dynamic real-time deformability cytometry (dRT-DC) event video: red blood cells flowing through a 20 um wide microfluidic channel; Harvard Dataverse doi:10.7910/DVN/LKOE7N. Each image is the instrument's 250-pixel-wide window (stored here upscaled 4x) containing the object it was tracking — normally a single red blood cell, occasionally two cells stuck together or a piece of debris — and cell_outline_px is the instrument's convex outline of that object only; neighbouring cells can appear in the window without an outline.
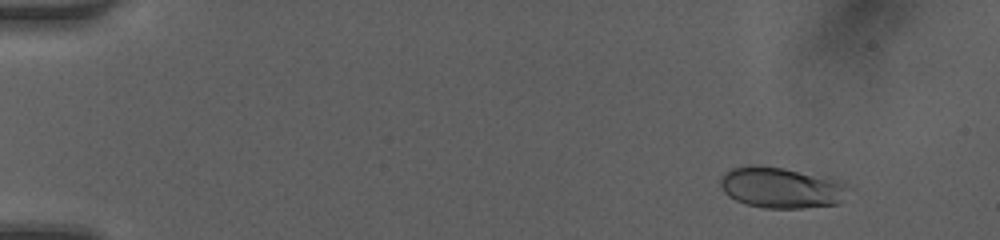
{"species": "human", "species_latin": "Homo sapiens", "temperature_condition": "room temperature", "stored_images_in_passage": 35, "camera_frame_rate_fps": 3000, "um_per_image_px": 0.085, "donor": {"sex": "female"}, "frame": {"image": 1, "passage_image": 2, "time_ms": 0.333, "image_size_px": [1000, 240], "cell_outline_px": [[844, 184], [836, 204], [800, 208], [764, 208], [744, 204], [728, 196], [724, 192], [720, 184], [720, 176], [724, 172], [732, 168], [752, 164], [756, 164], [784, 168], [828, 176]], "centroid_in_image_um": [66.25, 15.92], "position_along_channel_um": 18.8, "area_um2": 30.17}}
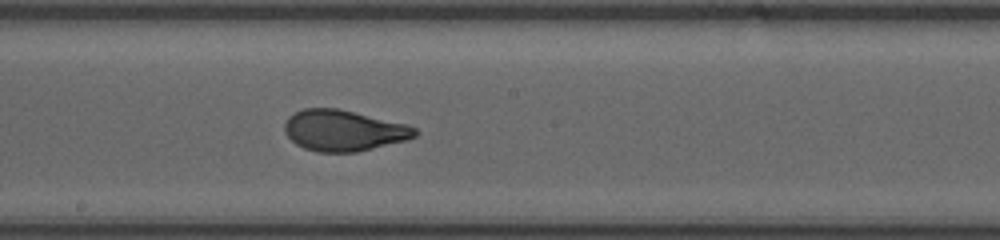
{"frame": {"image": 2, "passage_image": 15, "time_ms": 4.667, "image_size_px": [1000, 240], "cell_outline_px": [[420, 132], [416, 136], [408, 140], [356, 152], [316, 152], [304, 148], [296, 144], [284, 132], [284, 124], [288, 116], [304, 108], [336, 108], [408, 124], [416, 128]], "centroid_in_image_um": [29.22, 11.1], "position_along_channel_um": 219.0, "area_um2": 31.27}}
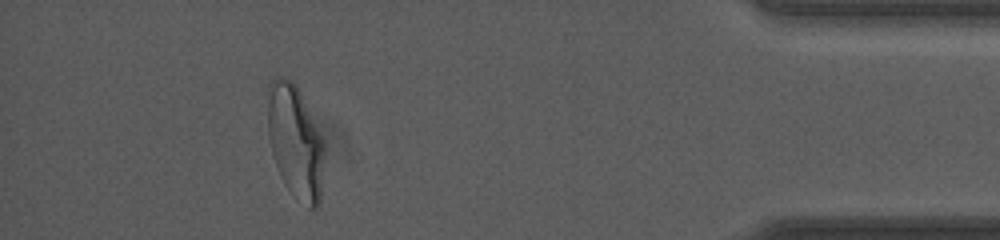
{"frame": {"image": 3, "passage_image": 31, "time_ms": 10.0, "image_size_px": [1000, 240], "cell_outline_px": [[324, 152], [320, 204], [316, 208], [308, 208], [292, 196], [284, 184], [280, 176], [272, 152], [268, 136], [268, 84], [272, 80], [280, 76], [292, 80], [296, 84], [324, 140]], "centroid_in_image_um": [25.1, 12.07], "position_along_channel_um": 410.1, "area_um2": 37.63}, "authors_computed_cell_mechanics": {"area_um2": 31.3854, "velocity_mm_per_s": 4.2108, "shape_relaxation_time_tau1_ms": 3.6246, "shape_relaxation_time_tau2_ms": null, "deformation_change_tau1": 0.1603, "deformation_change_tau2": null}}